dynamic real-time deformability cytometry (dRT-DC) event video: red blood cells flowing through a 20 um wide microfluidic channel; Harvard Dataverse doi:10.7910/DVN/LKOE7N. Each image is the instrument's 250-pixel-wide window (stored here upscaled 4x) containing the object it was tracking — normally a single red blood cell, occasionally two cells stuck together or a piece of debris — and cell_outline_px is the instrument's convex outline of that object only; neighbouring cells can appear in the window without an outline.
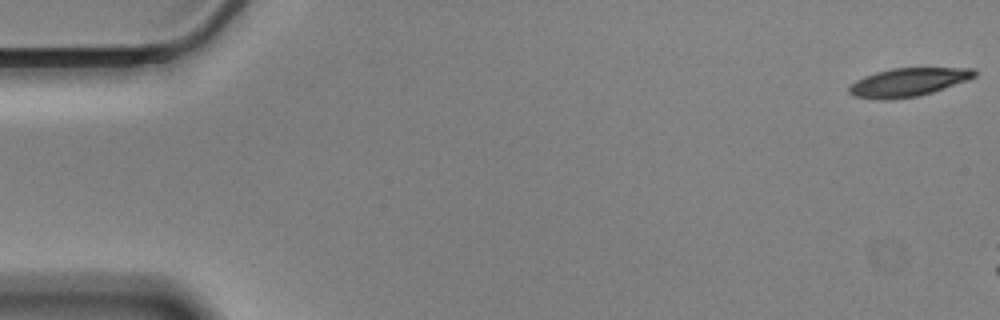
{"species": "Egyptian fruit bat (a non-hibernating species)", "species_latin": "Rousettus aegyptiacus", "temperature_condition": "cold", "stored_images_in_passage": 8, "camera_frame_rate_fps": 3000, "um_per_image_px": 0.085, "animal": {"sex": "male"}, "frame": {"image": 1, "passage_image": 1, "time_ms": 0.0, "image_size_px": [1000, 320], "cell_outline_px": [[976, 76], [968, 80], [932, 92], [916, 96], [884, 100], [856, 96], [848, 92], [848, 88], [856, 80], [864, 76], [876, 72], [892, 68], [976, 68]], "centroid_in_image_um": [77.21, 6.97], "position_along_channel_um": 7.8, "area_um2": 20.52}}